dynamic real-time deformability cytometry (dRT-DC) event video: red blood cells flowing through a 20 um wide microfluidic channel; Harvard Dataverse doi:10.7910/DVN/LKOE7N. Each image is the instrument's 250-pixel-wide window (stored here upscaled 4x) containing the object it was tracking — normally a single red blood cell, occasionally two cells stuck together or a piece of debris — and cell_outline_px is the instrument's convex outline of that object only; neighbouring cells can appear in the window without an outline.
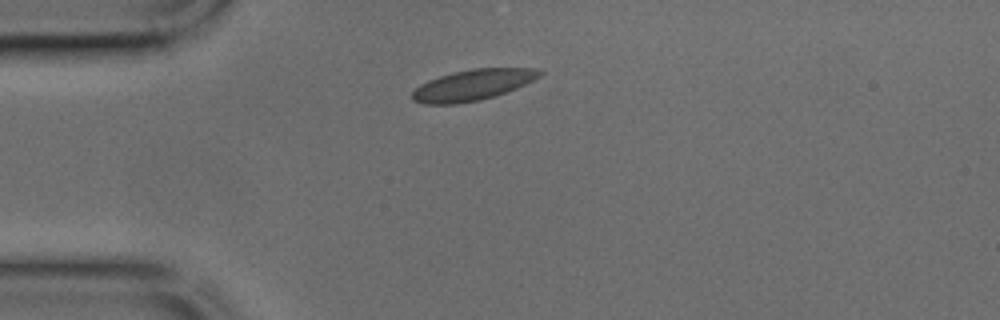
{"species": "common noctule bat (a hibernating species)", "species_latin": "Nyctalus noctula", "temperature_condition": "cold", "stored_images_in_passage": 24, "camera_frame_rate_fps": 3000, "um_per_image_px": 0.085, "animal": {"sex": "male", "body_mass_g": 17.9, "forearm_length_mm": 54.2}, "frame": {"image": 1, "passage_image": 1, "time_ms": 0.0, "image_size_px": [1000, 320], "cell_outline_px": [[544, 72], [540, 76], [516, 88], [480, 100], [456, 104], [424, 104], [412, 100], [412, 92], [420, 84], [428, 80], [452, 72], [472, 68], [536, 68]], "centroid_in_image_um": [40.15, 7.21], "position_along_channel_um": 44.9, "area_um2": 22.77}}
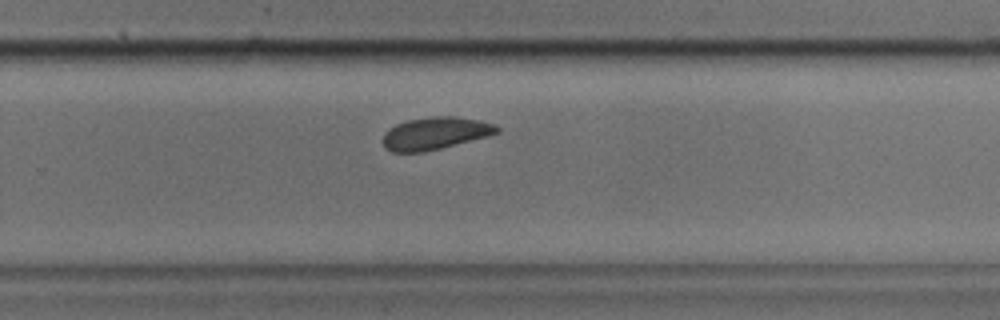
{"frame": {"image": 2, "passage_image": 19, "time_ms": 6.0, "image_size_px": [1000, 320], "cell_outline_px": [[500, 132], [488, 136], [424, 152], [392, 152], [384, 148], [384, 132], [388, 128], [396, 124], [408, 120], [432, 116], [456, 116], [480, 120], [492, 124], [500, 128]], "centroid_in_image_um": [36.98, 11.33], "position_along_channel_um": 292.8, "area_um2": 21.5}}
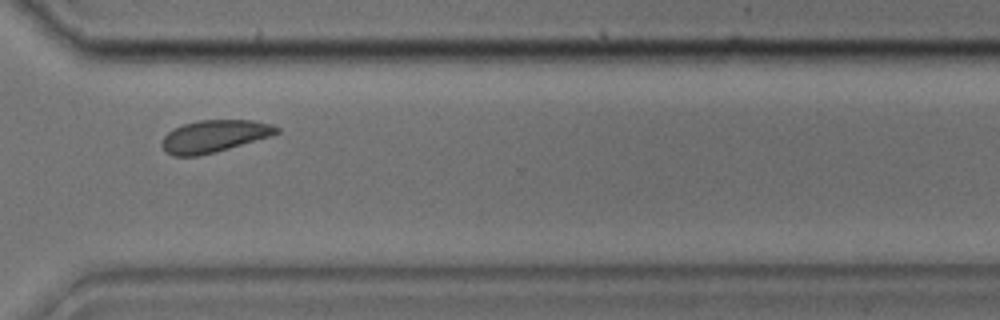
{"frame": {"image": 3, "passage_image": 23, "time_ms": 7.333, "image_size_px": [1000, 320], "cell_outline_px": [[280, 132], [272, 136], [216, 152], [196, 156], [172, 156], [160, 144], [164, 136], [172, 128], [184, 124], [200, 120], [252, 120], [272, 124], [280, 128]], "centroid_in_image_um": [18.23, 11.57], "position_along_channel_um": 352.4, "area_um2": 21.62}}